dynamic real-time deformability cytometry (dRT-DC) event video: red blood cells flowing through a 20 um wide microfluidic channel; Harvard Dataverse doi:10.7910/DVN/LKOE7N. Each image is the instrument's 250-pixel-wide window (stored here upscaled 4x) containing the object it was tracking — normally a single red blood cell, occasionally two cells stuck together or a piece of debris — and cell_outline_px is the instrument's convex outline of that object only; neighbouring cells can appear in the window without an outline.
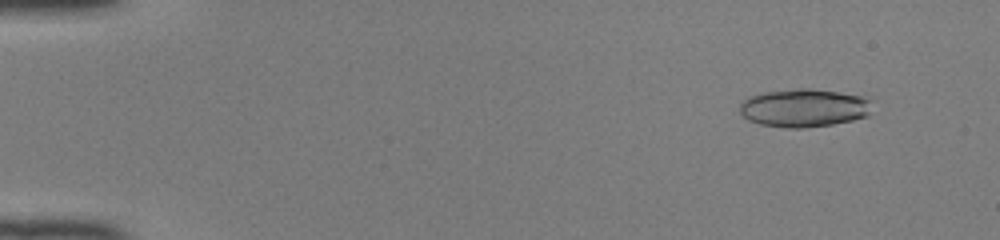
{"species": "common noctule bat (a hibernating species)", "species_latin": "Nyctalus noctula", "temperature_condition": "room temperature", "stored_images_in_passage": 45, "camera_frame_rate_fps": 3000, "um_per_image_px": 0.085, "animal": {"sex": "female", "body_mass_g": 22.0, "forearm_length_mm": 56.7}, "frame": {"image": 1, "passage_image": 1, "time_ms": 0.0, "image_size_px": [1000, 240], "cell_outline_px": [[872, 100], [868, 116], [852, 120], [832, 124], [800, 128], [788, 128], [760, 124], [748, 120], [740, 112], [740, 104], [748, 96], [760, 92], [796, 88], [812, 88], [840, 92], [860, 96]], "centroid_in_image_um": [68.32, 9.15], "position_along_channel_um": 16.7, "area_um2": 29.59}}
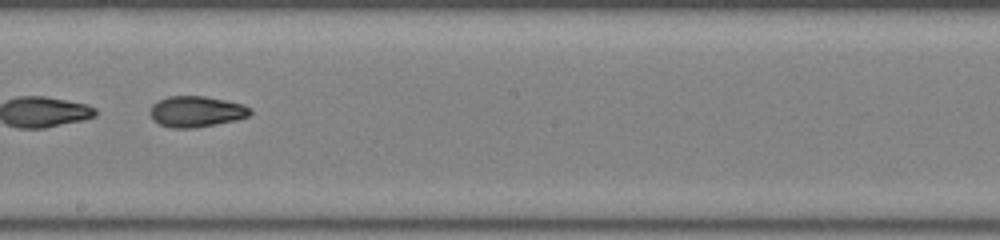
{"frame": {"image": 2, "passage_image": 26, "time_ms": 8.333, "image_size_px": [1000, 240], "cell_outline_px": [[252, 112], [248, 116], [236, 120], [196, 128], [172, 128], [160, 124], [152, 120], [148, 112], [152, 104], [156, 100], [168, 96], [204, 96], [244, 104], [252, 108]], "centroid_in_image_um": [16.65, 9.48], "position_along_channel_um": 231.5, "area_um2": 18.32}}
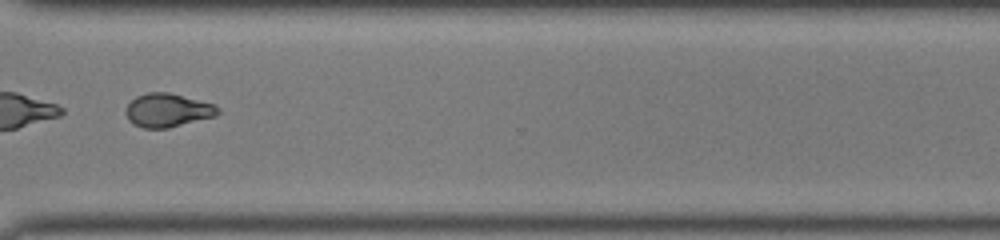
{"frame": {"image": 3, "passage_image": 35, "time_ms": 11.333, "image_size_px": [1000, 240], "cell_outline_px": [[220, 112], [216, 116], [168, 128], [144, 128], [132, 124], [128, 120], [124, 112], [128, 104], [136, 96], [148, 92], [168, 92], [216, 104], [220, 108]], "centroid_in_image_um": [14.25, 9.37], "position_along_channel_um": 356.3, "area_um2": 18.21}, "authors_computed_cell_mechanics": {"area_um2": 20.3456, "velocity_mm_per_s": 4.1481, "shape_relaxation_time_tau1_ms": null, "shape_relaxation_time_tau2_ms": 2.2554, "deformation_change_tau1": null, "deformation_change_tau2": 0.08}}